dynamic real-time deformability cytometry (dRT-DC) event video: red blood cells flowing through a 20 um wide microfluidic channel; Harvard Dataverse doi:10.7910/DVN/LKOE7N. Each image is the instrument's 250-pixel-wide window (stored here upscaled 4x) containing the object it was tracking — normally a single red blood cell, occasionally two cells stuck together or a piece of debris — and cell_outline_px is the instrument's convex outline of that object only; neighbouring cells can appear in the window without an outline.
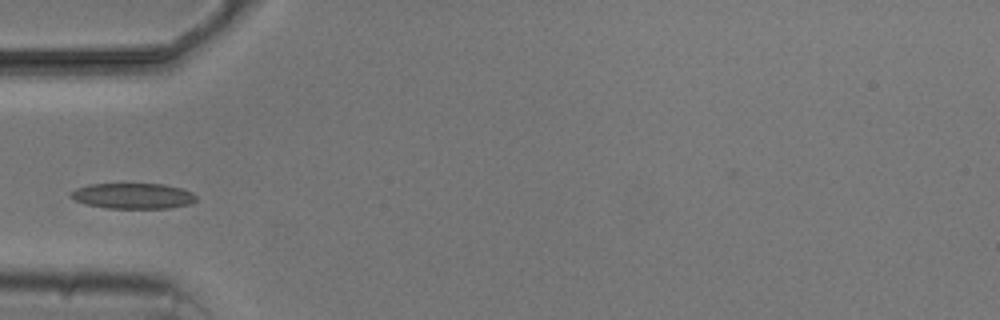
{"species": "common noctule bat (a hibernating species)", "species_latin": "Nyctalus noctula", "temperature_condition": "cold", "stored_images_in_passage": 4, "camera_frame_rate_fps": 3000, "um_per_image_px": 0.085, "animal": {"sex": "male", "body_mass_g": 20.5, "forearm_length_mm": 52.5}, "frame": {"image": 1, "passage_image": 4, "time_ms": 3.333, "image_size_px": [1000, 320], "cell_outline_px": [[196, 200], [188, 204], [168, 208], [108, 208], [88, 204], [76, 200], [68, 196], [76, 188], [92, 184], [164, 184], [180, 188], [192, 192], [196, 196]], "centroid_in_image_um": [11.31, 16.65], "position_along_channel_um": 73.7, "area_um2": 18.44}}